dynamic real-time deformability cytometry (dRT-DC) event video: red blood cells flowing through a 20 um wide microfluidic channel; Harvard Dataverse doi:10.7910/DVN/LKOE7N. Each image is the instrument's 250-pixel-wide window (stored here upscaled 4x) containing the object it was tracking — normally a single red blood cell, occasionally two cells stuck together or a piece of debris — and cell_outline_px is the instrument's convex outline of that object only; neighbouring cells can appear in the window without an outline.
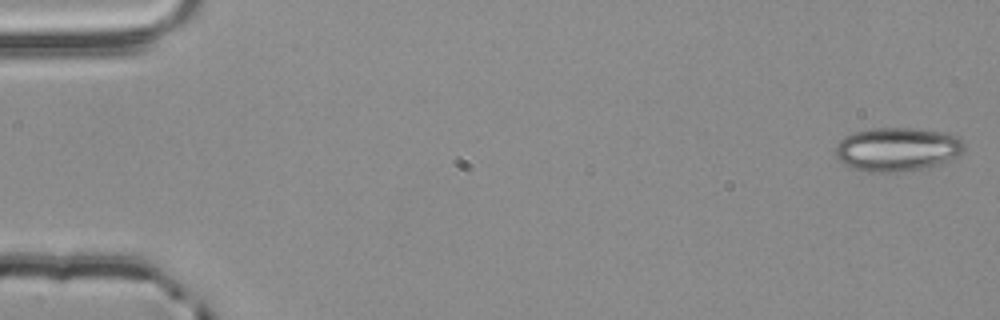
{"species": "common noctule bat (a hibernating species)", "species_latin": "Nyctalus noctula", "temperature_condition": "room temperature", "stored_images_in_passage": 54, "camera_frame_rate_fps": 3000, "um_per_image_px": 0.085, "animal": {"sex": "male", "body_mass_g": 20.4}, "frame": {"image": 1, "passage_image": 1, "time_ms": 0.0, "image_size_px": [1000, 320], "cell_outline_px": [[964, 148], [956, 156], [936, 164], [924, 168], [900, 172], [868, 172], [852, 168], [844, 164], [836, 156], [836, 144], [844, 136], [868, 128], [920, 128], [948, 132], [956, 136], [964, 144]], "centroid_in_image_um": [76.23, 12.67], "position_along_channel_um": 8.8, "area_um2": 32.83}}
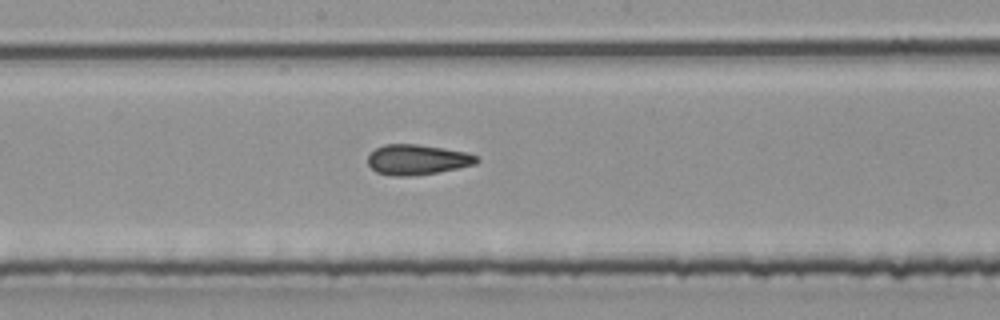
{"frame": {"image": 2, "passage_image": 29, "time_ms": 9.333, "image_size_px": [1000, 320], "cell_outline_px": [[480, 160], [476, 164], [436, 172], [412, 176], [392, 176], [376, 172], [368, 164], [368, 156], [376, 148], [384, 144], [416, 144], [444, 148], [468, 152], [480, 156]], "centroid_in_image_um": [35.49, 13.56], "position_along_channel_um": 212.7, "area_um2": 19.25}}
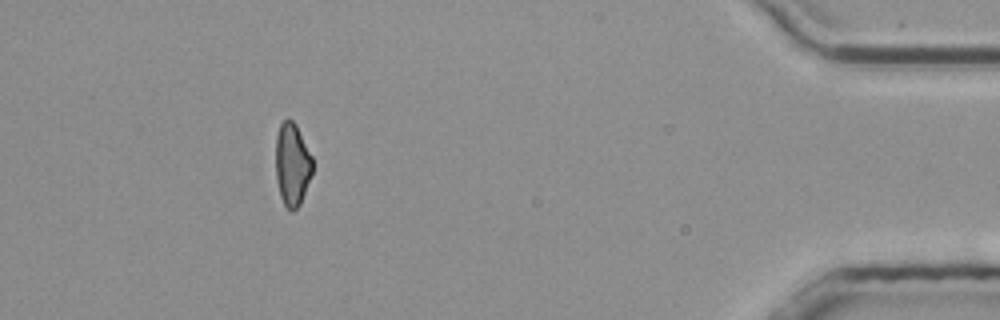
{"frame": {"image": 3, "passage_image": 49, "time_ms": 16.0, "image_size_px": [1000, 320], "cell_outline_px": [[312, 172], [300, 204], [292, 212], [288, 212], [280, 196], [276, 180], [276, 136], [280, 124], [288, 116], [296, 124], [312, 156]], "centroid_in_image_um": [24.82, 13.97], "position_along_channel_um": 410.4, "area_um2": 17.86}, "authors_computed_cell_mechanics": {"area_um2": 19.3052, "velocity_mm_per_s": 3.8764, "shape_relaxation_time_tau1_ms": null, "shape_relaxation_time_tau2_ms": 2.04, "deformation_change_tau1": null, "deformation_change_tau2": 0.0875}}